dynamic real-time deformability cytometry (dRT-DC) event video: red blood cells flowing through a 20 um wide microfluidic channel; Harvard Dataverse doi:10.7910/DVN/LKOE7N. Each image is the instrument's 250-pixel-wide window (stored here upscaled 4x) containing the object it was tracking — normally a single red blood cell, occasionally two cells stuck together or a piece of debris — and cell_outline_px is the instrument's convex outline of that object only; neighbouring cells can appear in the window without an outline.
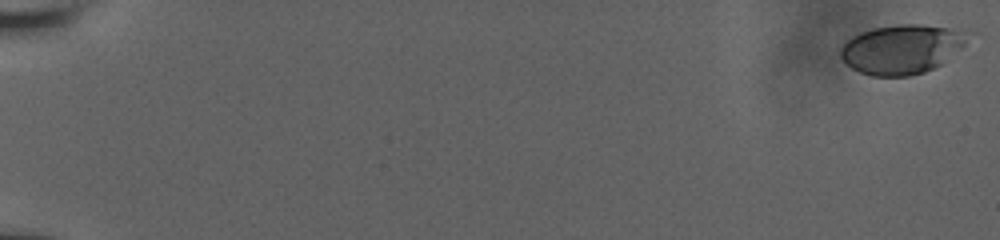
{"species": "human", "species_latin": "Homo sapiens", "temperature_condition": "room temperature", "stored_images_in_passage": 8, "camera_frame_rate_fps": 3000, "um_per_image_px": 0.085, "donor": {"sex": "male"}, "frame": {"image": 1, "passage_image": 1, "time_ms": 0.0, "image_size_px": [1000, 240], "cell_outline_px": [[980, 32], [944, 64], [924, 72], [908, 76], [872, 76], [860, 72], [852, 68], [840, 56], [840, 48], [852, 36], [860, 32], [872, 28], [900, 24], [920, 24]], "centroid_in_image_um": [76.78, 4.16], "position_along_channel_um": 8.2, "area_um2": 37.4}}
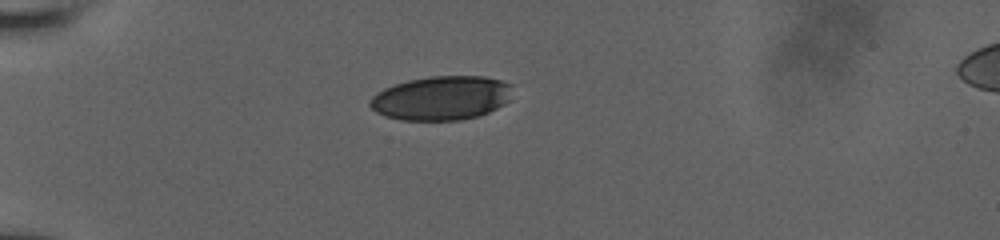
{"frame": {"image": 2, "passage_image": 7, "time_ms": 5.667, "image_size_px": [1000, 240], "cell_outline_px": [[512, 84], [508, 100], [504, 104], [480, 116], [460, 120], [400, 120], [384, 116], [376, 112], [368, 104], [368, 100], [372, 96], [384, 88], [408, 80], [432, 76], [484, 76], [500, 80]], "centroid_in_image_um": [37.5, 8.34], "position_along_channel_um": 47.5, "area_um2": 36.65}}